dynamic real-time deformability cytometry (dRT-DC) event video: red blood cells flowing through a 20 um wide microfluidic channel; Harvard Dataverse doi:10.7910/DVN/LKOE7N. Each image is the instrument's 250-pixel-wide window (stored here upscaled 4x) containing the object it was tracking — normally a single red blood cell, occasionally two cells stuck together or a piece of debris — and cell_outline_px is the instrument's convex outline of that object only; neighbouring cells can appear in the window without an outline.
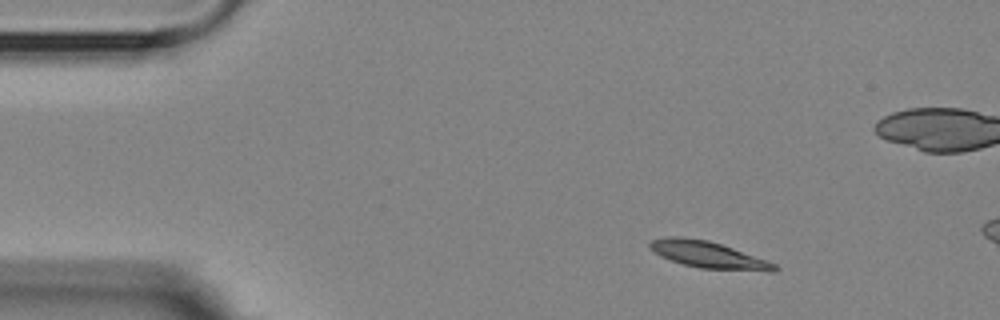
{"species": "Egyptian fruit bat (a non-hibernating species)", "species_latin": "Rousettus aegyptiacus", "temperature_condition": "room temperature", "stored_images_in_passage": 3, "camera_frame_rate_fps": 3000, "um_per_image_px": 0.085, "animal": {"sex": "female"}, "frame": {"image": 1, "passage_image": 1, "time_ms": 0.0, "image_size_px": [1000, 320], "cell_outline_px": [[780, 268], [776, 272], [772, 272], [700, 268], [684, 264], [660, 256], [648, 248], [648, 244], [652, 240], [668, 236], [680, 236], [708, 240], [768, 260], [776, 264]], "centroid_in_image_um": [60.23, 21.66], "position_along_channel_um": 24.8, "area_um2": 19.48}}